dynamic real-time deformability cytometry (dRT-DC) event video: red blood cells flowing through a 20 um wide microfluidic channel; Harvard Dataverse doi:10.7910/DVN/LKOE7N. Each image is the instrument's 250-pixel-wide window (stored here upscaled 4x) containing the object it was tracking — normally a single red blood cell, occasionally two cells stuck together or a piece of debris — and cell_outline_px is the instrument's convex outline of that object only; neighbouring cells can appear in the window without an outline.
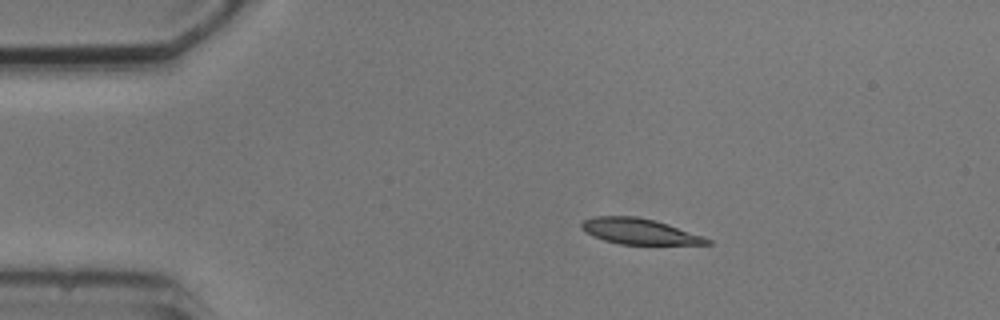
{"species": "common noctule bat (a hibernating species)", "species_latin": "Nyctalus noctula", "temperature_condition": "cold", "stored_images_in_passage": 5, "camera_frame_rate_fps": 3000, "um_per_image_px": 0.085, "animal": {"sex": "male", "body_mass_g": 20.5, "forearm_length_mm": 52.5}, "frame": {"image": 1, "passage_image": 2, "time_ms": 1.333, "image_size_px": [1000, 320], "cell_outline_px": [[712, 244], [620, 244], [604, 240], [580, 228], [580, 224], [584, 220], [596, 216], [636, 216], [668, 224], [704, 236], [712, 240]], "centroid_in_image_um": [54.37, 19.66], "position_along_channel_um": 30.6, "area_um2": 18.55}}
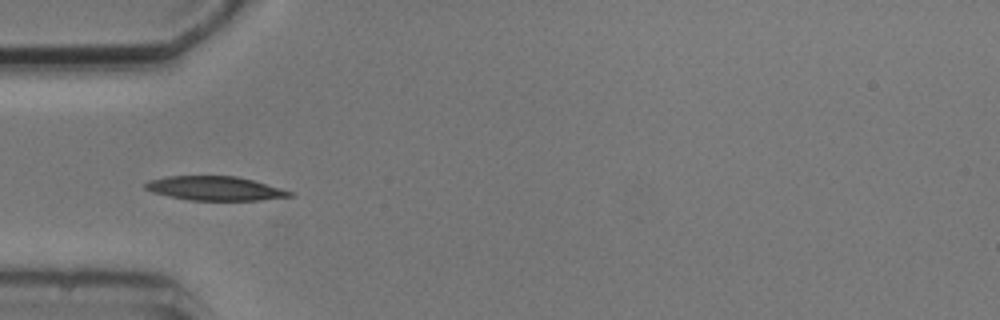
{"frame": {"image": 2, "passage_image": 4, "time_ms": 3.667, "image_size_px": [1000, 320], "cell_outline_px": [[296, 192], [292, 196], [260, 200], [188, 200], [168, 196], [152, 192], [144, 188], [144, 184], [148, 180], [168, 176], [236, 176], [252, 180]], "centroid_in_image_um": [18.26, 16.01], "position_along_channel_um": 66.7, "area_um2": 20.29}}
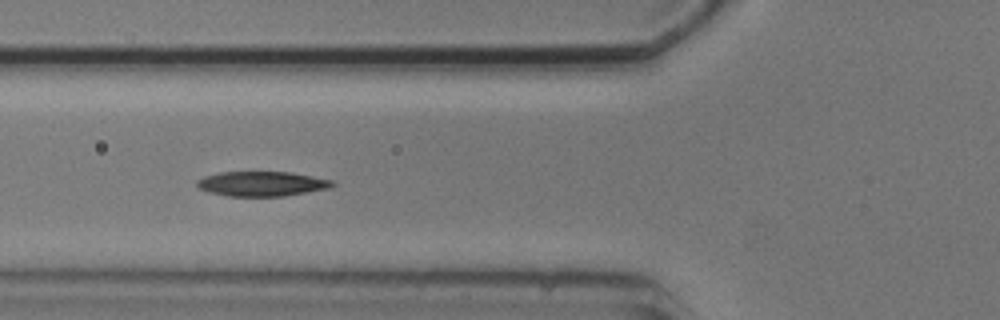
{"frame": {"image": 3, "passage_image": 5, "time_ms": 4.667, "image_size_px": [1000, 320], "cell_outline_px": [[336, 184], [332, 188], [284, 196], [228, 196], [208, 192], [196, 188], [196, 180], [204, 176], [220, 172], [292, 172], [336, 180]], "centroid_in_image_um": [22.29, 15.62], "position_along_channel_um": 103.5, "area_um2": 19.94}}